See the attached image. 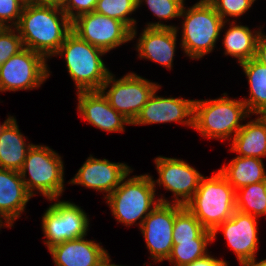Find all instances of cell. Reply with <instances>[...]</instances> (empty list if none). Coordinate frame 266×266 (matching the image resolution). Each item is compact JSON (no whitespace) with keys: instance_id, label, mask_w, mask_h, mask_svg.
<instances>
[{"instance_id":"cell-1","label":"cell","mask_w":266,"mask_h":266,"mask_svg":"<svg viewBox=\"0 0 266 266\" xmlns=\"http://www.w3.org/2000/svg\"><path fill=\"white\" fill-rule=\"evenodd\" d=\"M15 28L24 48L49 59L72 31V21L58 5L27 3Z\"/></svg>"},{"instance_id":"cell-2","label":"cell","mask_w":266,"mask_h":266,"mask_svg":"<svg viewBox=\"0 0 266 266\" xmlns=\"http://www.w3.org/2000/svg\"><path fill=\"white\" fill-rule=\"evenodd\" d=\"M131 172L133 170L122 179L120 185L105 199L116 221L130 227L139 220L140 228L144 219L159 202L171 203V200L168 201L165 197L155 200L156 187L153 184L152 176L140 174L130 178Z\"/></svg>"},{"instance_id":"cell-3","label":"cell","mask_w":266,"mask_h":266,"mask_svg":"<svg viewBox=\"0 0 266 266\" xmlns=\"http://www.w3.org/2000/svg\"><path fill=\"white\" fill-rule=\"evenodd\" d=\"M105 54L71 31L54 57L65 58L67 71L77 92L99 91L111 73L101 58Z\"/></svg>"},{"instance_id":"cell-4","label":"cell","mask_w":266,"mask_h":266,"mask_svg":"<svg viewBox=\"0 0 266 266\" xmlns=\"http://www.w3.org/2000/svg\"><path fill=\"white\" fill-rule=\"evenodd\" d=\"M249 115L245 103L229 98L227 93L217 99L195 100L193 129L205 138L230 141Z\"/></svg>"},{"instance_id":"cell-5","label":"cell","mask_w":266,"mask_h":266,"mask_svg":"<svg viewBox=\"0 0 266 266\" xmlns=\"http://www.w3.org/2000/svg\"><path fill=\"white\" fill-rule=\"evenodd\" d=\"M210 231L232 217L236 210V190L217 171L202 177L193 197L184 205Z\"/></svg>"},{"instance_id":"cell-6","label":"cell","mask_w":266,"mask_h":266,"mask_svg":"<svg viewBox=\"0 0 266 266\" xmlns=\"http://www.w3.org/2000/svg\"><path fill=\"white\" fill-rule=\"evenodd\" d=\"M181 48L190 59H200L216 47L224 21L207 0H199L189 8L183 7Z\"/></svg>"},{"instance_id":"cell-7","label":"cell","mask_w":266,"mask_h":266,"mask_svg":"<svg viewBox=\"0 0 266 266\" xmlns=\"http://www.w3.org/2000/svg\"><path fill=\"white\" fill-rule=\"evenodd\" d=\"M63 164L61 156L49 146L34 144L28 150L19 173L32 196L39 192L48 200L57 199L65 189Z\"/></svg>"},{"instance_id":"cell-8","label":"cell","mask_w":266,"mask_h":266,"mask_svg":"<svg viewBox=\"0 0 266 266\" xmlns=\"http://www.w3.org/2000/svg\"><path fill=\"white\" fill-rule=\"evenodd\" d=\"M114 77L111 72L99 91L117 112L132 123L160 85L133 72L120 79Z\"/></svg>"},{"instance_id":"cell-9","label":"cell","mask_w":266,"mask_h":266,"mask_svg":"<svg viewBox=\"0 0 266 266\" xmlns=\"http://www.w3.org/2000/svg\"><path fill=\"white\" fill-rule=\"evenodd\" d=\"M55 201L42 216V231L45 246H52L81 238L87 235L89 217L79 205L69 201L50 199Z\"/></svg>"},{"instance_id":"cell-10","label":"cell","mask_w":266,"mask_h":266,"mask_svg":"<svg viewBox=\"0 0 266 266\" xmlns=\"http://www.w3.org/2000/svg\"><path fill=\"white\" fill-rule=\"evenodd\" d=\"M42 54L24 48L0 66V92L32 90L50 77V70Z\"/></svg>"},{"instance_id":"cell-11","label":"cell","mask_w":266,"mask_h":266,"mask_svg":"<svg viewBox=\"0 0 266 266\" xmlns=\"http://www.w3.org/2000/svg\"><path fill=\"white\" fill-rule=\"evenodd\" d=\"M72 31L106 53L132 40L131 30L123 22L95 11L74 19Z\"/></svg>"},{"instance_id":"cell-12","label":"cell","mask_w":266,"mask_h":266,"mask_svg":"<svg viewBox=\"0 0 266 266\" xmlns=\"http://www.w3.org/2000/svg\"><path fill=\"white\" fill-rule=\"evenodd\" d=\"M154 161L159 178L152 177L153 184L171 191L172 203L184 206L195 194L204 175L181 159L158 156Z\"/></svg>"},{"instance_id":"cell-13","label":"cell","mask_w":266,"mask_h":266,"mask_svg":"<svg viewBox=\"0 0 266 266\" xmlns=\"http://www.w3.org/2000/svg\"><path fill=\"white\" fill-rule=\"evenodd\" d=\"M174 222L175 203L159 202L140 226L150 252L149 258H153L155 263L167 260L172 252Z\"/></svg>"},{"instance_id":"cell-14","label":"cell","mask_w":266,"mask_h":266,"mask_svg":"<svg viewBox=\"0 0 266 266\" xmlns=\"http://www.w3.org/2000/svg\"><path fill=\"white\" fill-rule=\"evenodd\" d=\"M257 220L255 216L235 210L231 218L212 231V241L216 239V234L220 230L236 254L239 264L253 260L259 248Z\"/></svg>"},{"instance_id":"cell-15","label":"cell","mask_w":266,"mask_h":266,"mask_svg":"<svg viewBox=\"0 0 266 266\" xmlns=\"http://www.w3.org/2000/svg\"><path fill=\"white\" fill-rule=\"evenodd\" d=\"M161 87L152 93L131 125L177 122L193 129L195 100L158 96Z\"/></svg>"},{"instance_id":"cell-16","label":"cell","mask_w":266,"mask_h":266,"mask_svg":"<svg viewBox=\"0 0 266 266\" xmlns=\"http://www.w3.org/2000/svg\"><path fill=\"white\" fill-rule=\"evenodd\" d=\"M131 170L125 163L110 162L90 155L68 182L106 193L104 198H107Z\"/></svg>"},{"instance_id":"cell-17","label":"cell","mask_w":266,"mask_h":266,"mask_svg":"<svg viewBox=\"0 0 266 266\" xmlns=\"http://www.w3.org/2000/svg\"><path fill=\"white\" fill-rule=\"evenodd\" d=\"M79 115L94 127L107 132H124L131 122L117 112L100 91L77 92Z\"/></svg>"},{"instance_id":"cell-18","label":"cell","mask_w":266,"mask_h":266,"mask_svg":"<svg viewBox=\"0 0 266 266\" xmlns=\"http://www.w3.org/2000/svg\"><path fill=\"white\" fill-rule=\"evenodd\" d=\"M178 29V27H145L135 48L139 58L149 59L171 70Z\"/></svg>"},{"instance_id":"cell-19","label":"cell","mask_w":266,"mask_h":266,"mask_svg":"<svg viewBox=\"0 0 266 266\" xmlns=\"http://www.w3.org/2000/svg\"><path fill=\"white\" fill-rule=\"evenodd\" d=\"M81 237L49 248L55 266H97L109 253L95 240Z\"/></svg>"},{"instance_id":"cell-20","label":"cell","mask_w":266,"mask_h":266,"mask_svg":"<svg viewBox=\"0 0 266 266\" xmlns=\"http://www.w3.org/2000/svg\"><path fill=\"white\" fill-rule=\"evenodd\" d=\"M33 197L18 171L0 168V215L13 226Z\"/></svg>"},{"instance_id":"cell-21","label":"cell","mask_w":266,"mask_h":266,"mask_svg":"<svg viewBox=\"0 0 266 266\" xmlns=\"http://www.w3.org/2000/svg\"><path fill=\"white\" fill-rule=\"evenodd\" d=\"M18 127L11 116L0 128V168L19 172L33 144L26 143Z\"/></svg>"},{"instance_id":"cell-22","label":"cell","mask_w":266,"mask_h":266,"mask_svg":"<svg viewBox=\"0 0 266 266\" xmlns=\"http://www.w3.org/2000/svg\"><path fill=\"white\" fill-rule=\"evenodd\" d=\"M230 151L240 157H266V123L259 116L242 125L231 139Z\"/></svg>"},{"instance_id":"cell-23","label":"cell","mask_w":266,"mask_h":266,"mask_svg":"<svg viewBox=\"0 0 266 266\" xmlns=\"http://www.w3.org/2000/svg\"><path fill=\"white\" fill-rule=\"evenodd\" d=\"M219 172L235 190L246 185L266 181L263 160L256 157L236 156L227 166H222Z\"/></svg>"},{"instance_id":"cell-24","label":"cell","mask_w":266,"mask_h":266,"mask_svg":"<svg viewBox=\"0 0 266 266\" xmlns=\"http://www.w3.org/2000/svg\"><path fill=\"white\" fill-rule=\"evenodd\" d=\"M237 21H228L229 28L223 36L224 54L238 59L241 64L255 57L257 39L260 29L251 31L248 26L239 25ZM236 23V24H235Z\"/></svg>"},{"instance_id":"cell-25","label":"cell","mask_w":266,"mask_h":266,"mask_svg":"<svg viewBox=\"0 0 266 266\" xmlns=\"http://www.w3.org/2000/svg\"><path fill=\"white\" fill-rule=\"evenodd\" d=\"M249 83V98L242 99L249 113L258 115L266 109V65L255 58L239 64Z\"/></svg>"},{"instance_id":"cell-26","label":"cell","mask_w":266,"mask_h":266,"mask_svg":"<svg viewBox=\"0 0 266 266\" xmlns=\"http://www.w3.org/2000/svg\"><path fill=\"white\" fill-rule=\"evenodd\" d=\"M193 239H212V231L205 229L185 206L175 204L173 245Z\"/></svg>"},{"instance_id":"cell-27","label":"cell","mask_w":266,"mask_h":266,"mask_svg":"<svg viewBox=\"0 0 266 266\" xmlns=\"http://www.w3.org/2000/svg\"><path fill=\"white\" fill-rule=\"evenodd\" d=\"M236 210L259 218L266 212V181L236 190Z\"/></svg>"},{"instance_id":"cell-28","label":"cell","mask_w":266,"mask_h":266,"mask_svg":"<svg viewBox=\"0 0 266 266\" xmlns=\"http://www.w3.org/2000/svg\"><path fill=\"white\" fill-rule=\"evenodd\" d=\"M137 9V0H98L94 11L123 22L131 30V39H134L137 22L129 15Z\"/></svg>"},{"instance_id":"cell-29","label":"cell","mask_w":266,"mask_h":266,"mask_svg":"<svg viewBox=\"0 0 266 266\" xmlns=\"http://www.w3.org/2000/svg\"><path fill=\"white\" fill-rule=\"evenodd\" d=\"M212 242V239H193V241L180 242L178 245H173L167 260L173 266L190 264L208 254L207 246Z\"/></svg>"},{"instance_id":"cell-30","label":"cell","mask_w":266,"mask_h":266,"mask_svg":"<svg viewBox=\"0 0 266 266\" xmlns=\"http://www.w3.org/2000/svg\"><path fill=\"white\" fill-rule=\"evenodd\" d=\"M185 0H137V8L143 2L147 4L153 15L157 16L160 21L155 23H147L146 27H171L176 28L174 25H166L161 23V20H169L179 18L184 7Z\"/></svg>"},{"instance_id":"cell-31","label":"cell","mask_w":266,"mask_h":266,"mask_svg":"<svg viewBox=\"0 0 266 266\" xmlns=\"http://www.w3.org/2000/svg\"><path fill=\"white\" fill-rule=\"evenodd\" d=\"M23 49L22 39L15 27H4L0 31V66Z\"/></svg>"},{"instance_id":"cell-32","label":"cell","mask_w":266,"mask_h":266,"mask_svg":"<svg viewBox=\"0 0 266 266\" xmlns=\"http://www.w3.org/2000/svg\"><path fill=\"white\" fill-rule=\"evenodd\" d=\"M224 21L228 17H241L254 4L256 0H207ZM228 16V17H227ZM228 18V19H227Z\"/></svg>"},{"instance_id":"cell-33","label":"cell","mask_w":266,"mask_h":266,"mask_svg":"<svg viewBox=\"0 0 266 266\" xmlns=\"http://www.w3.org/2000/svg\"><path fill=\"white\" fill-rule=\"evenodd\" d=\"M24 5L22 0H0V23L4 27H16Z\"/></svg>"},{"instance_id":"cell-34","label":"cell","mask_w":266,"mask_h":266,"mask_svg":"<svg viewBox=\"0 0 266 266\" xmlns=\"http://www.w3.org/2000/svg\"><path fill=\"white\" fill-rule=\"evenodd\" d=\"M98 0H65L60 6L71 21L95 10Z\"/></svg>"},{"instance_id":"cell-35","label":"cell","mask_w":266,"mask_h":266,"mask_svg":"<svg viewBox=\"0 0 266 266\" xmlns=\"http://www.w3.org/2000/svg\"><path fill=\"white\" fill-rule=\"evenodd\" d=\"M228 262L224 259H218L217 257L211 256L209 253L206 254L204 257L196 259L190 264H186L183 266H228Z\"/></svg>"},{"instance_id":"cell-36","label":"cell","mask_w":266,"mask_h":266,"mask_svg":"<svg viewBox=\"0 0 266 266\" xmlns=\"http://www.w3.org/2000/svg\"><path fill=\"white\" fill-rule=\"evenodd\" d=\"M256 60L266 65V35L260 31L257 39V47L255 57Z\"/></svg>"},{"instance_id":"cell-37","label":"cell","mask_w":266,"mask_h":266,"mask_svg":"<svg viewBox=\"0 0 266 266\" xmlns=\"http://www.w3.org/2000/svg\"><path fill=\"white\" fill-rule=\"evenodd\" d=\"M242 266H266V259L261 260L260 262H257L256 258L250 261H246L241 263Z\"/></svg>"},{"instance_id":"cell-38","label":"cell","mask_w":266,"mask_h":266,"mask_svg":"<svg viewBox=\"0 0 266 266\" xmlns=\"http://www.w3.org/2000/svg\"><path fill=\"white\" fill-rule=\"evenodd\" d=\"M65 0H37V3L40 4H53V5H58L61 6Z\"/></svg>"},{"instance_id":"cell-39","label":"cell","mask_w":266,"mask_h":266,"mask_svg":"<svg viewBox=\"0 0 266 266\" xmlns=\"http://www.w3.org/2000/svg\"><path fill=\"white\" fill-rule=\"evenodd\" d=\"M110 255H108L100 264L97 266H117V264L111 263Z\"/></svg>"},{"instance_id":"cell-40","label":"cell","mask_w":266,"mask_h":266,"mask_svg":"<svg viewBox=\"0 0 266 266\" xmlns=\"http://www.w3.org/2000/svg\"><path fill=\"white\" fill-rule=\"evenodd\" d=\"M4 220V222H3ZM6 223V224H5ZM1 227H12L11 224H9V222H7L1 215H0V228Z\"/></svg>"},{"instance_id":"cell-41","label":"cell","mask_w":266,"mask_h":266,"mask_svg":"<svg viewBox=\"0 0 266 266\" xmlns=\"http://www.w3.org/2000/svg\"><path fill=\"white\" fill-rule=\"evenodd\" d=\"M261 119L266 123V109H264L260 114H258Z\"/></svg>"},{"instance_id":"cell-42","label":"cell","mask_w":266,"mask_h":266,"mask_svg":"<svg viewBox=\"0 0 266 266\" xmlns=\"http://www.w3.org/2000/svg\"><path fill=\"white\" fill-rule=\"evenodd\" d=\"M25 4L27 3H37V0H22Z\"/></svg>"},{"instance_id":"cell-43","label":"cell","mask_w":266,"mask_h":266,"mask_svg":"<svg viewBox=\"0 0 266 266\" xmlns=\"http://www.w3.org/2000/svg\"><path fill=\"white\" fill-rule=\"evenodd\" d=\"M11 116L9 115L8 117H7V119L2 123V125H1V123H0V128L3 126V124L10 118Z\"/></svg>"},{"instance_id":"cell-44","label":"cell","mask_w":266,"mask_h":266,"mask_svg":"<svg viewBox=\"0 0 266 266\" xmlns=\"http://www.w3.org/2000/svg\"><path fill=\"white\" fill-rule=\"evenodd\" d=\"M4 28V26L0 23V31Z\"/></svg>"}]
</instances>
